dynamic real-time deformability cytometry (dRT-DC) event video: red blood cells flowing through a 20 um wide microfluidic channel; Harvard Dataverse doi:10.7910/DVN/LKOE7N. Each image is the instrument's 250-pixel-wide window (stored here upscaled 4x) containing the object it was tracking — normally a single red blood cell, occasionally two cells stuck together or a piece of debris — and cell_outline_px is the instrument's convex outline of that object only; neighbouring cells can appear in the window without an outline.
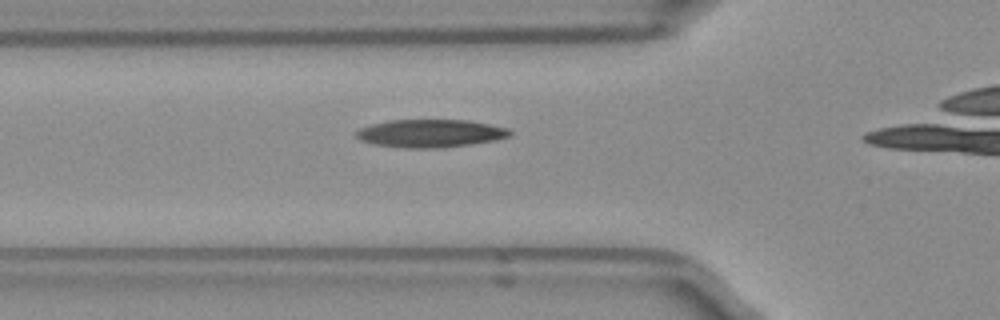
{"species": "Egyptian fruit bat (a non-hibernating species)", "species_latin": "Rousettus aegyptiacus", "temperature_condition": "room temperature", "stored_images_in_passage": 21, "camera_frame_rate_fps": 3000, "um_per_image_px": 0.085, "frame": {"image": 1, "passage_image": 10, "time_ms": 3.0, "image_size_px": [1000, 320], "cell_outline_px": [[512, 132], [508, 136], [496, 140], [472, 144], [440, 148], [404, 148], [372, 144], [360, 140], [356, 136], [356, 132], [360, 128], [372, 124], [392, 120], [468, 120], [508, 128]], "centroid_in_image_um": [36.57, 11.34], "position_along_channel_um": 89.2, "area_um2": 24.97}}